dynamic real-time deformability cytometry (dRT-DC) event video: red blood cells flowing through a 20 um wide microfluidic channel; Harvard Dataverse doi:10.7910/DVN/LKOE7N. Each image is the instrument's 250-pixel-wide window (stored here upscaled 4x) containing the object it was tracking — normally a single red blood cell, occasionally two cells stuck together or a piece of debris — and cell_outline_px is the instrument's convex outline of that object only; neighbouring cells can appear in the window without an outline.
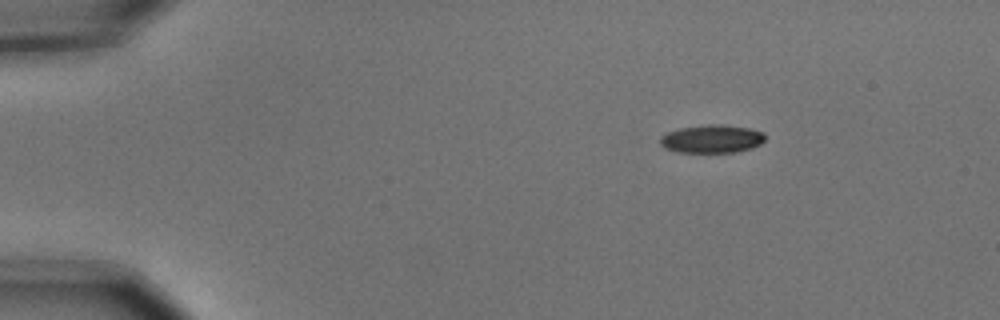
{"species": "common noctule bat (a hibernating species)", "species_latin": "Nyctalus noctula", "temperature_condition": "cold", "stored_images_in_passage": 7, "camera_frame_rate_fps": 3000, "um_per_image_px": 0.085, "animal": {"sex": "male", "body_mass_g": 15.6}, "frame": {"image": 1, "passage_image": 1, "time_ms": 0.0, "image_size_px": [1000, 320], "cell_outline_px": [[764, 140], [760, 144], [752, 148], [736, 152], [676, 152], [664, 148], [660, 144], [660, 136], [668, 132], [680, 128], [708, 124], [724, 124], [748, 128], [764, 132]], "centroid_in_image_um": [60.49, 11.8], "position_along_channel_um": 24.5, "area_um2": 17.28}}
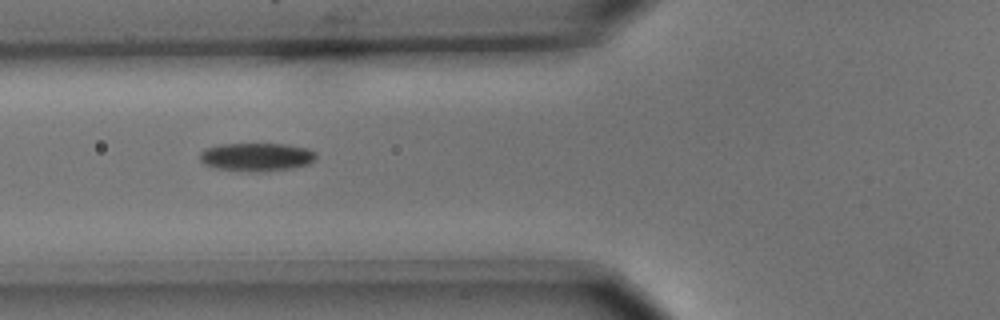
{"frame": {"image": 2, "passage_image": 4, "time_ms": 1.0, "image_size_px": [1000, 320], "cell_outline_px": [[316, 160], [308, 164], [292, 168], [256, 172], [252, 172], [216, 168], [204, 164], [200, 160], [200, 152], [204, 148], [220, 144], [284, 144], [308, 148], [316, 152]], "centroid_in_image_um": [21.81, 13.34], "position_along_channel_um": 104.0, "area_um2": 19.25}}
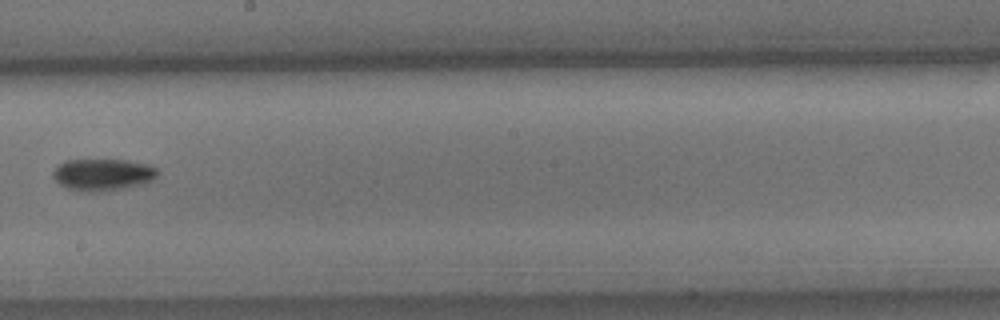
{"frame": {"image": 3, "passage_image": 7, "time_ms": 2.0, "image_size_px": [1000, 320], "cell_outline_px": [[156, 176], [152, 180], [144, 184], [108, 192], [80, 192], [68, 188], [60, 184], [52, 176], [52, 172], [64, 160], [124, 160], [148, 164], [156, 168]], "centroid_in_image_um": [8.73, 14.87], "position_along_channel_um": 239.5, "area_um2": 19.59}}